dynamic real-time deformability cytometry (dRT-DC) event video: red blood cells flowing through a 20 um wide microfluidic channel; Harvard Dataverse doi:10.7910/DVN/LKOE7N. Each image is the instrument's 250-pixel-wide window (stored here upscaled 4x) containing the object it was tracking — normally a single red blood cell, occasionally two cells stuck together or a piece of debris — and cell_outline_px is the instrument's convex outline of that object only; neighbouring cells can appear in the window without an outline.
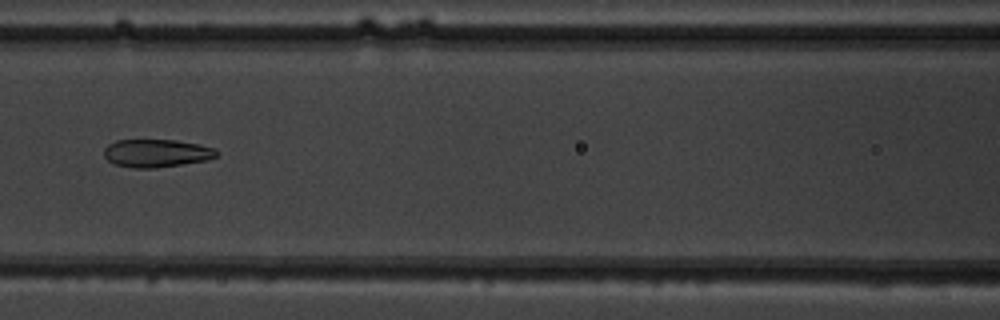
{"species": "common noctule bat (a hibernating species)", "species_latin": "Nyctalus noctula", "temperature_condition": "warm", "stored_images_in_passage": 36, "camera_frame_rate_fps": 3000, "um_per_image_px": 0.085, "animal": {"sex": "male", "body_mass_g": 19.5, "forearm_length_mm": 54.6}, "frame": {"image": 1, "passage_image": 9, "time_ms": 2.667, "image_size_px": [1000, 320], "cell_outline_px": [[216, 156], [208, 160], [152, 168], [132, 168], [116, 164], [108, 160], [104, 156], [104, 148], [108, 144], [116, 140], [176, 140], [200, 144], [216, 148]], "centroid_in_image_um": [13.29, 13.01], "position_along_channel_um": 153.3, "area_um2": 18.26}}
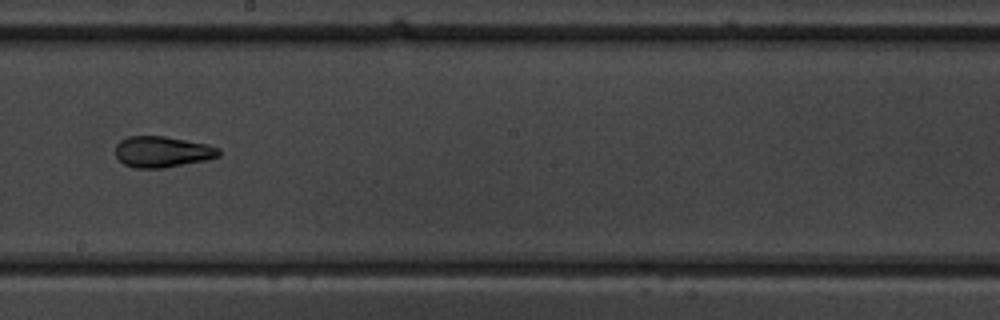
{"frame": {"image": 2, "passage_image": 15, "time_ms": 4.667, "image_size_px": [1000, 320], "cell_outline_px": [[220, 156], [204, 160], [164, 168], [136, 168], [124, 164], [116, 156], [116, 144], [120, 140], [128, 136], [164, 136], [208, 144], [220, 148]], "centroid_in_image_um": [13.79, 12.89], "position_along_channel_um": 234.4, "area_um2": 18.67}}
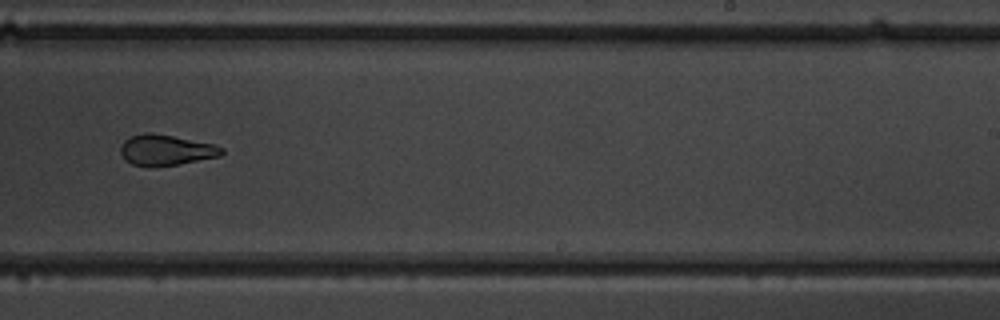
{"frame": {"image": 3, "passage_image": 18, "time_ms": 5.667, "image_size_px": [1000, 320], "cell_outline_px": [[224, 152], [220, 156], [180, 164], [132, 164], [124, 160], [120, 152], [120, 144], [124, 140], [132, 136], [144, 132], [152, 132], [216, 144], [224, 148]], "centroid_in_image_um": [14.13, 12.71], "position_along_channel_um": 274.9, "area_um2": 17.86}, "authors_computed_cell_mechanics": {"area_um2": 19.3919, "velocity_mm_per_s": 4.0724, "shape_relaxation_time_tau1_ms": 8.5125, "shape_relaxation_time_tau2_ms": 1.6302, "deformation_change_tau1": 0.1979, "deformation_change_tau2": 0.0746}}